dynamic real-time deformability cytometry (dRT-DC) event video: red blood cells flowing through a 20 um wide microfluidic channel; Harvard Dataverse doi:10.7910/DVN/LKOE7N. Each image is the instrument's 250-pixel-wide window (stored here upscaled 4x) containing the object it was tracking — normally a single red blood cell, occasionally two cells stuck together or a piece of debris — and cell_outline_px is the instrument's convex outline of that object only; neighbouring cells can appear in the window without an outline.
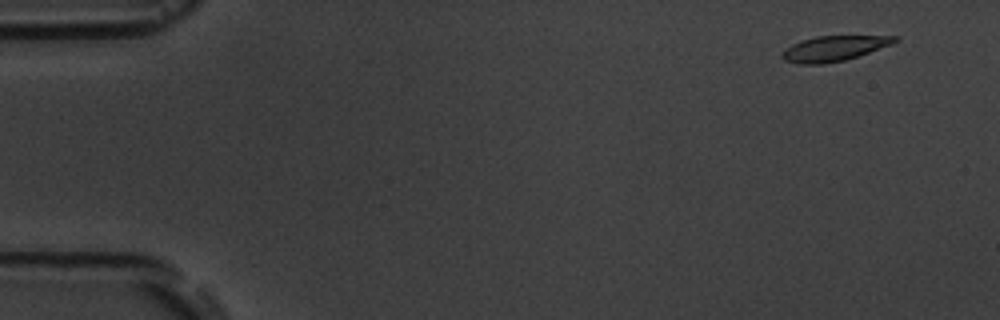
{"species": "common noctule bat (a hibernating species)", "species_latin": "Nyctalus noctula", "temperature_condition": "room temperature", "stored_images_in_passage": 5, "camera_frame_rate_fps": 3000, "um_per_image_px": 0.085, "animal": {"sex": "male", "body_mass_g": 19.5, "forearm_length_mm": 54.6}, "frame": {"image": 1, "passage_image": 1, "time_ms": 0.0, "image_size_px": [1000, 320], "cell_outline_px": [[900, 40], [892, 44], [844, 60], [824, 64], [796, 64], [784, 60], [780, 56], [780, 52], [792, 44], [800, 40], [816, 36], [896, 36]], "centroid_in_image_um": [70.82, 4.12], "position_along_channel_um": 14.2, "area_um2": 16.53}}
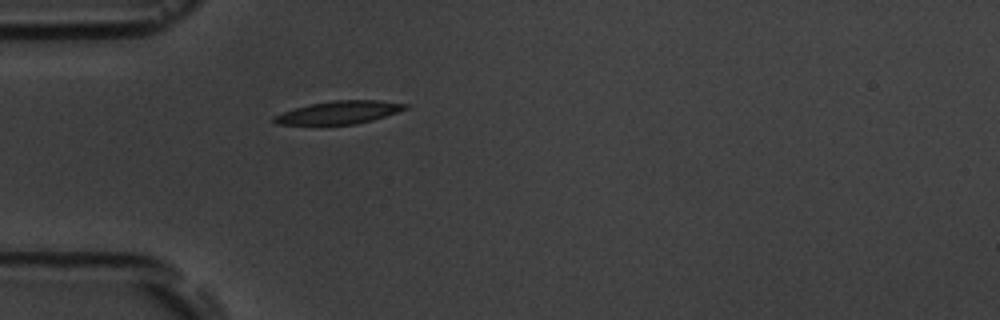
{"frame": {"image": 2, "passage_image": 5, "time_ms": 4.333, "image_size_px": [1000, 320], "cell_outline_px": [[408, 108], [372, 120], [356, 124], [276, 124], [272, 120], [272, 116], [296, 108], [312, 104], [336, 100], [380, 100], [408, 104]], "centroid_in_image_um": [28.83, 9.55], "position_along_channel_um": 56.2, "area_um2": 17.17}}